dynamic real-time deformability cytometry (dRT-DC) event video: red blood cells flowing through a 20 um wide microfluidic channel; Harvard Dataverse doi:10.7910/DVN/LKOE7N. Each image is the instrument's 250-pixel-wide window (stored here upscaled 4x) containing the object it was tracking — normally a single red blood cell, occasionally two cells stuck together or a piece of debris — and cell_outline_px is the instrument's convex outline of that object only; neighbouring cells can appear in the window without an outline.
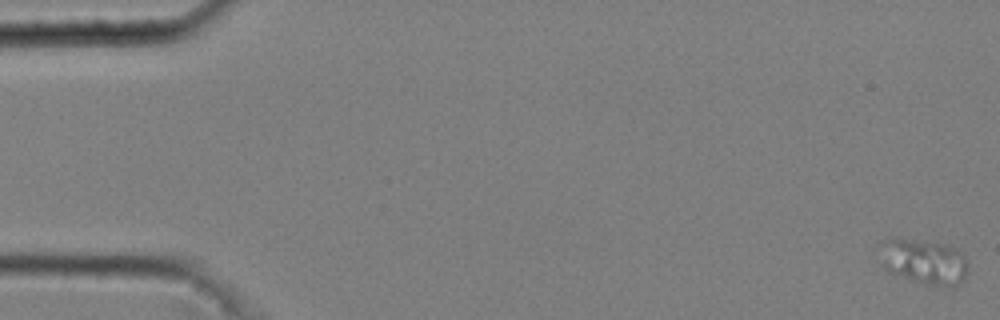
{"species": "common noctule bat (a hibernating species)", "species_latin": "Nyctalus noctula", "temperature_condition": "cold", "stored_images_in_passage": 53, "camera_frame_rate_fps": 3000, "um_per_image_px": 0.085, "animal": {"sex": "male", "body_mass_g": 20.4}, "frame": {"image": 1, "passage_image": 1, "time_ms": 0.0, "image_size_px": [1000, 320], "cell_outline_px": [[968, 272], [964, 280], [956, 288], [952, 288], [924, 284], [888, 272], [884, 268], [884, 264], [888, 240], [904, 240], [948, 244], [956, 248], [968, 260]], "centroid_in_image_um": [78.76, 22.33], "position_along_channel_um": 6.2, "area_um2": 22.48}}
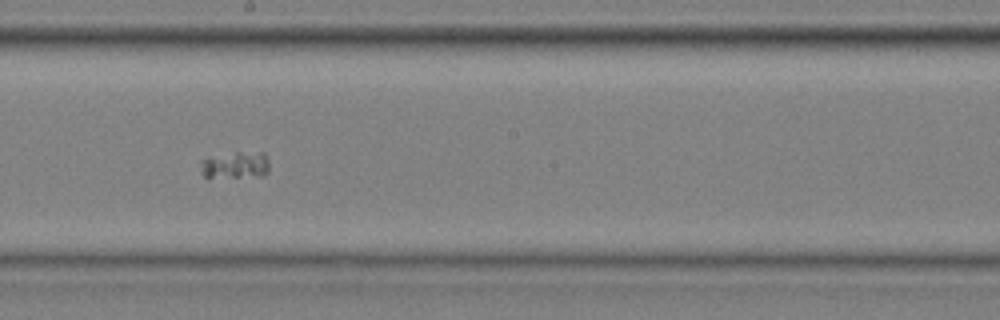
{"frame": {"image": 2, "passage_image": 31, "time_ms": 10.0, "image_size_px": [1000, 320], "cell_outline_px": [[268, 172], [264, 176], [208, 180], [200, 172], [200, 160], [236, 152], [264, 152], [268, 160]], "centroid_in_image_um": [19.98, 14.1], "position_along_channel_um": 228.2, "area_um2": 11.39}}
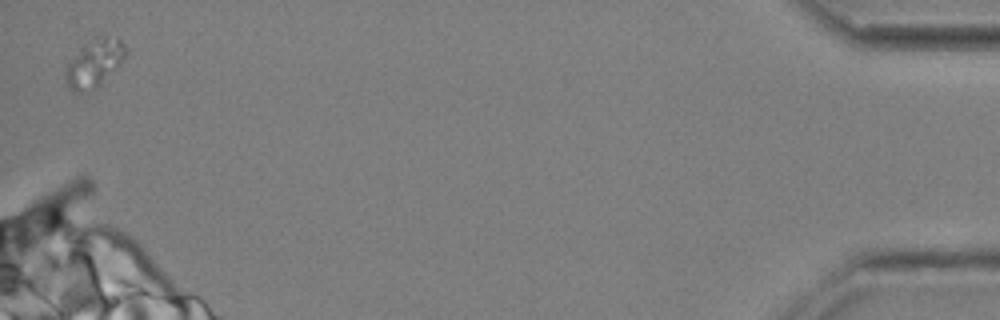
{"frame": {"image": 3, "passage_image": 53, "time_ms": 17.333, "image_size_px": [1000, 320], "cell_outline_px": [[124, 56], [100, 84], [80, 96], [68, 88], [64, 76], [64, 72], [68, 64], [84, 44], [104, 32], [116, 36], [124, 44]], "centroid_in_image_um": [7.96, 5.36], "position_along_channel_um": 427.2, "area_um2": 16.53}}